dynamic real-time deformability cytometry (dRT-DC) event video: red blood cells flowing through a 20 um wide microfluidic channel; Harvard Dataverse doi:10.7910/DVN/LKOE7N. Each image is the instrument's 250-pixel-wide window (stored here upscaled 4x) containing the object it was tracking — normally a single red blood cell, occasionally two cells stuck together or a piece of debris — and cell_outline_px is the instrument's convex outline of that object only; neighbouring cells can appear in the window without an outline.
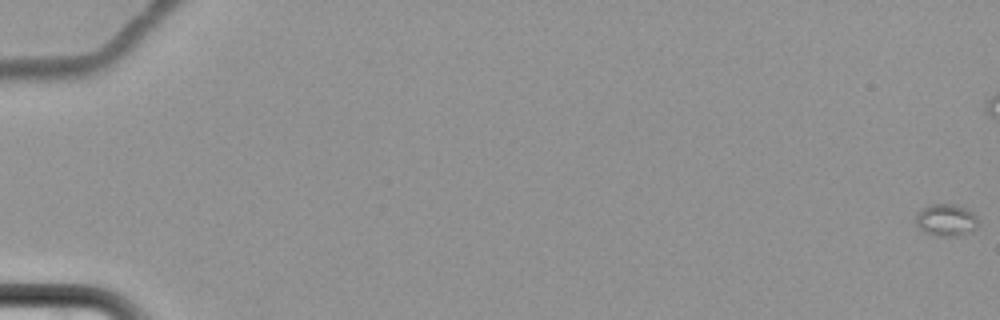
{"species": "common noctule bat (a hibernating species)", "species_latin": "Nyctalus noctula", "temperature_condition": "cold", "stored_images_in_passage": 70, "camera_frame_rate_fps": 3000, "um_per_image_px": 0.085, "animal": {"sex": "female", "body_mass_g": 22.7, "forearm_length_mm": 54.2}, "frame": {"image": 1, "passage_image": 1, "time_ms": 0.0, "image_size_px": [1000, 320], "cell_outline_px": [[980, 224], [972, 232], [956, 236], [936, 236], [924, 232], [916, 224], [916, 216], [924, 208], [932, 204], [956, 204], [968, 208], [980, 220]], "centroid_in_image_um": [80.5, 18.71], "position_along_channel_um": 4.5, "area_um2": 11.85}}